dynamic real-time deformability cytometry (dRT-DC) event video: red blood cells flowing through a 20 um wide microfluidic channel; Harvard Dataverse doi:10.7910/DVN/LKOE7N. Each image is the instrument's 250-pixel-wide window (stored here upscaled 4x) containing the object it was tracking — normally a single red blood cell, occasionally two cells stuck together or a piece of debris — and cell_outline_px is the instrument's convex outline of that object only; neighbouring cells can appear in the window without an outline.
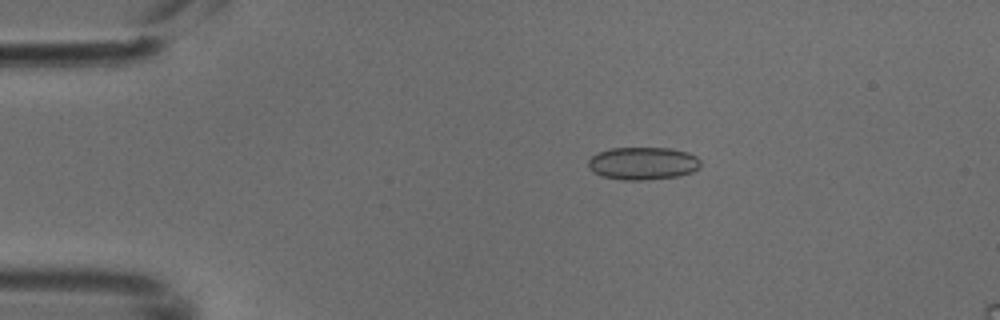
{"species": "common noctule bat (a hibernating species)", "species_latin": "Nyctalus noctula", "temperature_condition": "cold", "stored_images_in_passage": 6, "camera_frame_rate_fps": 3000, "um_per_image_px": 0.085, "animal": {"sex": "male", "body_mass_g": 18.8}, "frame": {"image": 1, "passage_image": 3, "time_ms": 0.667, "image_size_px": [1000, 320], "cell_outline_px": [[700, 168], [692, 172], [680, 176], [644, 180], [624, 180], [604, 176], [592, 172], [588, 168], [588, 160], [596, 152], [608, 148], [668, 148], [688, 152], [696, 156], [700, 160]], "centroid_in_image_um": [54.64, 13.88], "position_along_channel_um": 30.4, "area_um2": 21.62}}
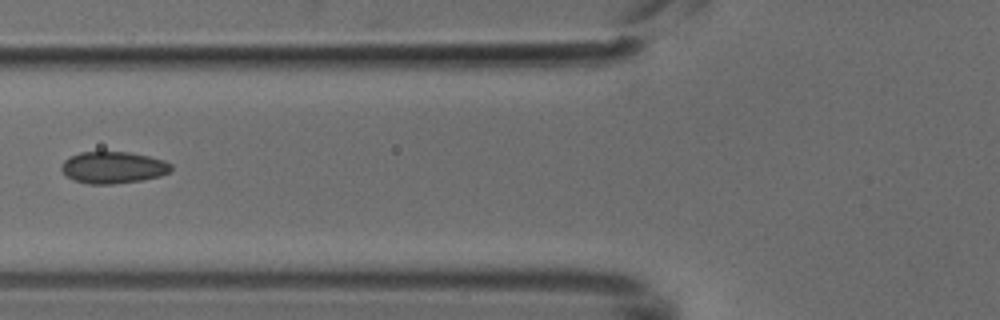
{"frame": {"image": 2, "passage_image": 6, "time_ms": 1.667, "image_size_px": [1000, 320], "cell_outline_px": [[172, 168], [168, 172], [160, 176], [140, 180], [112, 184], [88, 184], [76, 180], [68, 176], [60, 168], [64, 160], [80, 152], [128, 152], [148, 156], [164, 160], [172, 164]], "centroid_in_image_um": [9.63, 14.23], "position_along_channel_um": 116.2, "area_um2": 20.06}}